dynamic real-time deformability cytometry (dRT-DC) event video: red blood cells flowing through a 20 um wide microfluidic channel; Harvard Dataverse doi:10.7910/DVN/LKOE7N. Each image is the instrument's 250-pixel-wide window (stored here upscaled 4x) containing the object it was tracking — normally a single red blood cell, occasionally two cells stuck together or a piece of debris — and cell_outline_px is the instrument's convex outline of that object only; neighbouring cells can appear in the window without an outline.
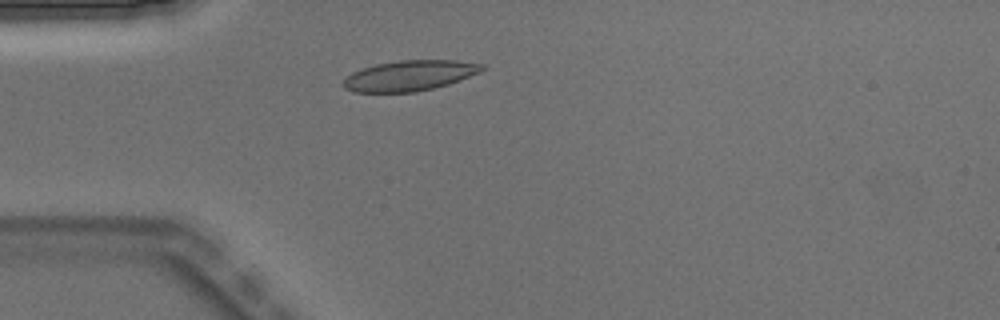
{"species": "Egyptian fruit bat (a non-hibernating species)", "species_latin": "Rousettus aegyptiacus", "temperature_condition": "warm", "stored_images_in_passage": 2, "camera_frame_rate_fps": 3000, "um_per_image_px": 0.085, "animal": {"sex": "male"}, "frame": {"image": 1, "passage_image": 2, "time_ms": 0.333, "image_size_px": [1000, 320], "cell_outline_px": [[484, 68], [480, 72], [448, 84], [416, 92], [352, 92], [344, 88], [344, 80], [352, 72], [376, 64], [400, 60], [456, 60], [484, 64]], "centroid_in_image_um": [34.82, 6.42], "position_along_channel_um": 50.2, "area_um2": 24.39}}